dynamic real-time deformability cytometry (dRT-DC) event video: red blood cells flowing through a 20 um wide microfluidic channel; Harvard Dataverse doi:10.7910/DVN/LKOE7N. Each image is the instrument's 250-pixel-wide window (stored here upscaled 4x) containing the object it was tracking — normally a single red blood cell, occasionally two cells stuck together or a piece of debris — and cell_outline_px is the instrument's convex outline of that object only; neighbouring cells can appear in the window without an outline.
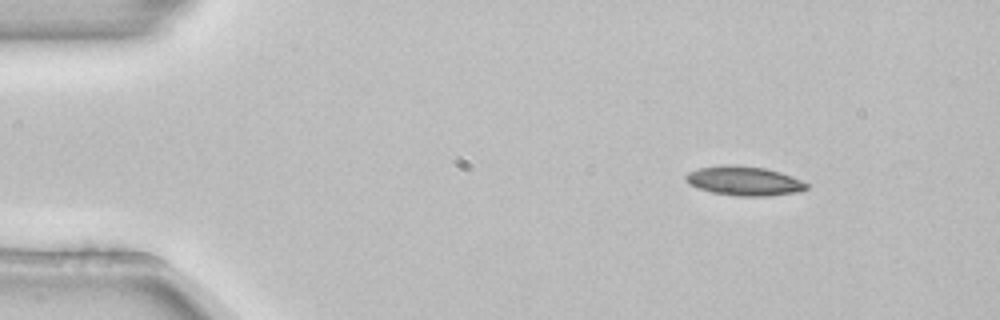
{"species": "common noctule bat (a hibernating species)", "species_latin": "Nyctalus noctula", "temperature_condition": "room temperature", "stored_images_in_passage": 3, "camera_frame_rate_fps": 3000, "um_per_image_px": 0.085, "animal": {"sex": "female", "body_mass_g": 22.7, "forearm_length_mm": 54.2}, "frame": {"image": 1, "passage_image": 1, "time_ms": 0.0, "image_size_px": [1000, 320], "cell_outline_px": [[808, 188], [796, 192], [768, 196], [736, 196], [712, 192], [688, 184], [684, 180], [684, 176], [688, 172], [700, 168], [728, 164], [732, 164], [764, 168], [780, 172], [800, 180], [808, 184]], "centroid_in_image_um": [63.21, 15.38], "position_along_channel_um": 21.8, "area_um2": 20.46}}